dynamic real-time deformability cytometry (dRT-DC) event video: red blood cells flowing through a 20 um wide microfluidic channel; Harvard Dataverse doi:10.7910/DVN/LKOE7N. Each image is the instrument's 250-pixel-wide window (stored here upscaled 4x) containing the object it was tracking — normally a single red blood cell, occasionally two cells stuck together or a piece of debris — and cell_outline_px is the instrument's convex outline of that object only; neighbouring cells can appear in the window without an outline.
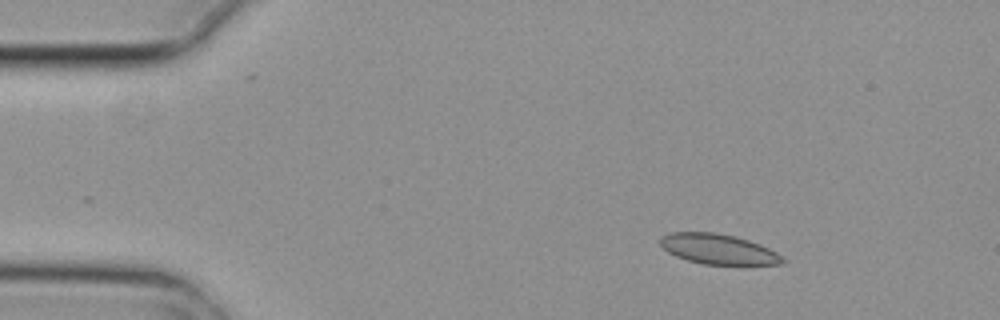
{"species": "common noctule bat (a hibernating species)", "species_latin": "Nyctalus noctula", "temperature_condition": "cold", "stored_images_in_passage": 4, "camera_frame_rate_fps": 3000, "um_per_image_px": 0.085, "animal": {"sex": "female", "body_mass_g": 29.2, "forearm_length_mm": 56.3}, "frame": {"image": 1, "passage_image": 1, "time_ms": 0.0, "image_size_px": [1000, 320], "cell_outline_px": [[788, 260], [784, 264], [744, 268], [704, 264], [688, 260], [676, 256], [668, 252], [660, 244], [660, 236], [668, 232], [716, 232], [736, 236], [760, 244], [784, 256]], "centroid_in_image_um": [61.18, 21.23], "position_along_channel_um": 23.8, "area_um2": 22.77}}
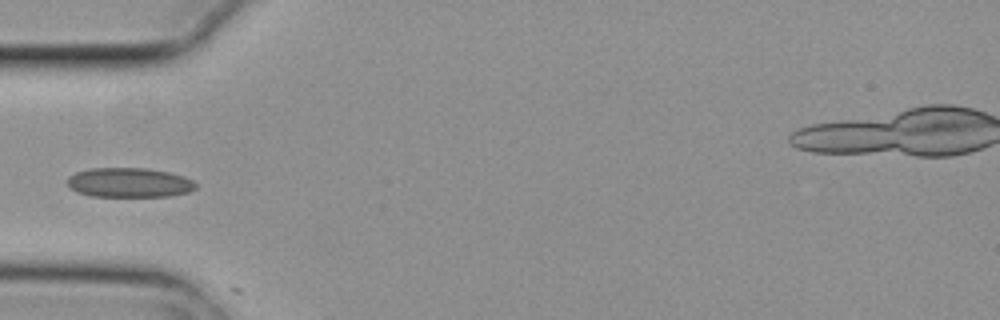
{"frame": {"image": 2, "passage_image": 4, "time_ms": 1.0, "image_size_px": [1000, 320], "cell_outline_px": [[196, 188], [188, 192], [168, 196], [88, 196], [76, 192], [68, 184], [68, 176], [76, 172], [92, 168], [148, 168], [168, 172], [184, 176], [192, 180], [196, 184]], "centroid_in_image_um": [10.98, 15.52], "position_along_channel_um": 74.0, "area_um2": 22.08}}